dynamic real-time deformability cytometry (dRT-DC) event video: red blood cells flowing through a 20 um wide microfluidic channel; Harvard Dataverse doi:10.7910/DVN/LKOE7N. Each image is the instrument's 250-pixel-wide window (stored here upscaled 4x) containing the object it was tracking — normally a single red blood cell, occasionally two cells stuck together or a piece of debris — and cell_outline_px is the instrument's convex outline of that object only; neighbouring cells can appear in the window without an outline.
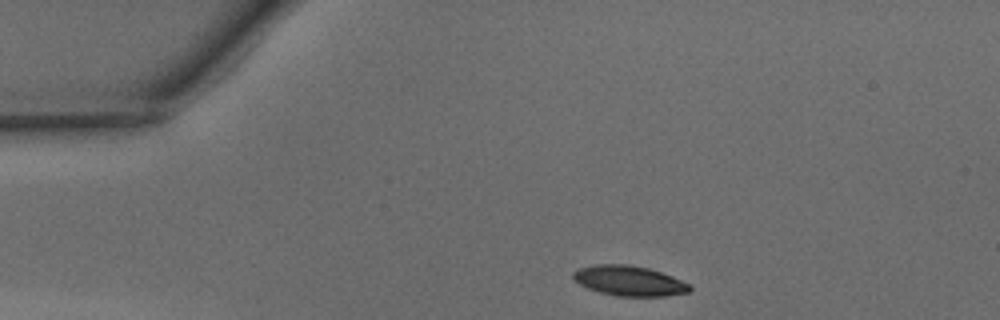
{"species": "common noctule bat (a hibernating species)", "species_latin": "Nyctalus noctula", "temperature_condition": "warm", "stored_images_in_passage": 30, "camera_frame_rate_fps": 3000, "um_per_image_px": 0.085, "animal": {"sex": "male", "body_mass_g": 15.6}, "frame": {"image": 1, "passage_image": 1, "time_ms": 0.0, "image_size_px": [1000, 320], "cell_outline_px": [[692, 288], [688, 292], [664, 296], [616, 296], [600, 292], [588, 288], [580, 284], [572, 276], [572, 272], [580, 268], [596, 264], [628, 264], [648, 268], [672, 276], [692, 284]], "centroid_in_image_um": [53.5, 23.86], "position_along_channel_um": 31.5, "area_um2": 20.4}}
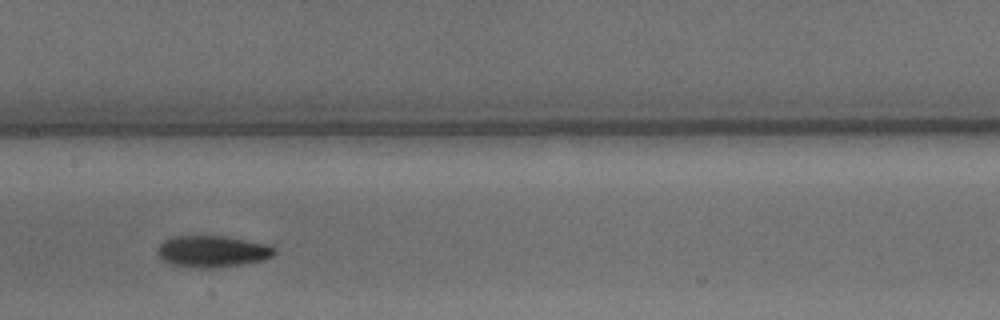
{"frame": {"image": 2, "passage_image": 16, "time_ms": 5.0, "image_size_px": [1000, 320], "cell_outline_px": [[276, 252], [272, 256], [264, 260], [216, 268], [196, 268], [168, 264], [156, 252], [156, 248], [164, 240], [172, 236], [224, 236], [268, 244], [276, 248]], "centroid_in_image_um": [18.04, 21.37], "position_along_channel_um": 189.4, "area_um2": 21.68}}
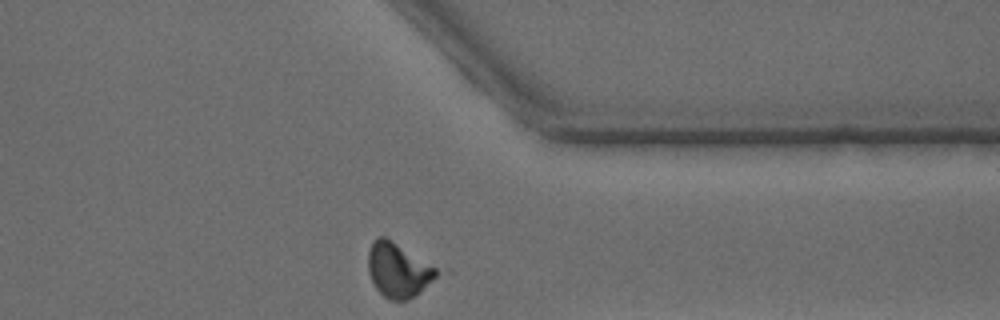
{"frame": {"image": 3, "passage_image": 30, "time_ms": 9.667, "image_size_px": [1000, 320], "cell_outline_px": [[452, 272], [416, 296], [408, 300], [392, 300], [384, 296], [376, 288], [372, 280], [368, 268], [368, 252], [372, 240], [376, 236], [384, 236], [452, 268]], "centroid_in_image_um": [34.18, 22.91], "position_along_channel_um": 377.2, "area_um2": 24.57}, "authors_computed_cell_mechanics": {"area_um2": 21.3571, "velocity_mm_per_s": 4.1474, "shape_relaxation_time_tau1_ms": 3.7304, "shape_relaxation_time_tau2_ms": 7.3419, "deformation_change_tau1": 0.1448, "deformation_change_tau2": 0.1448}}